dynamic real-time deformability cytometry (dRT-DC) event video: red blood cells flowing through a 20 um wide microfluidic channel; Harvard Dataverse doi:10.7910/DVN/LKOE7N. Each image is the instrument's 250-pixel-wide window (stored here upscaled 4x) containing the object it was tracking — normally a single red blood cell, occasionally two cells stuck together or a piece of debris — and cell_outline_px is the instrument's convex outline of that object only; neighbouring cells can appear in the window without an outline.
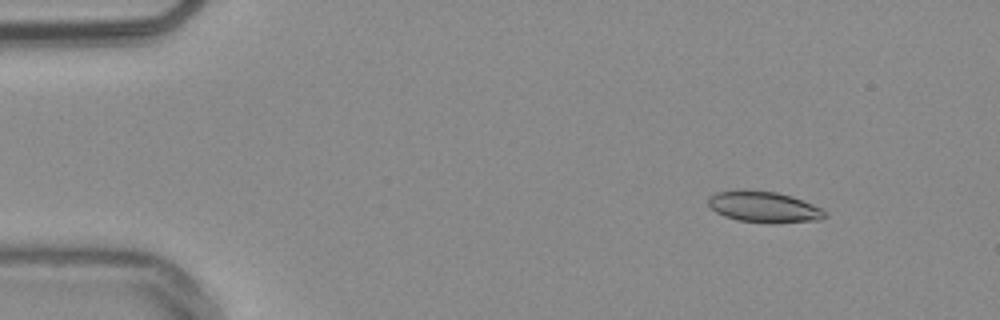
{"species": "common noctule bat (a hibernating species)", "species_latin": "Nyctalus noctula", "temperature_condition": "warm", "stored_images_in_passage": 50, "camera_frame_rate_fps": 3000, "um_per_image_px": 0.085, "animal": {"sex": "male", "body_mass_g": 20.4}, "frame": {"image": 1, "passage_image": 3, "time_ms": 0.667, "image_size_px": [1000, 320], "cell_outline_px": [[828, 216], [820, 220], [776, 224], [736, 220], [724, 216], [716, 212], [708, 204], [708, 200], [716, 192], [776, 192], [792, 196], [812, 204], [828, 212]], "centroid_in_image_um": [65.02, 17.65], "position_along_channel_um": 20.0, "area_um2": 20.69}}
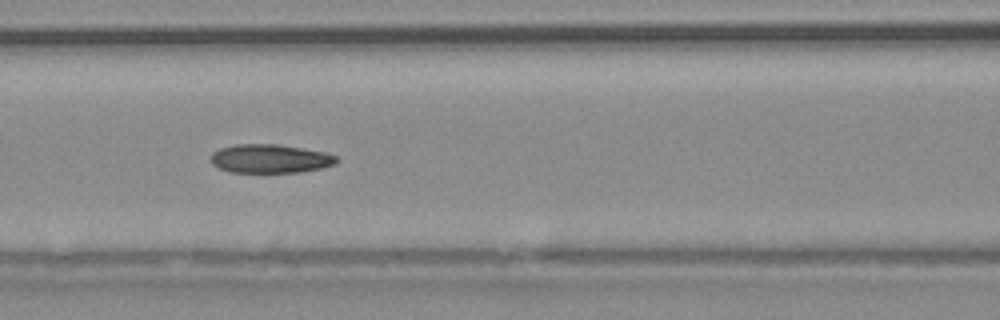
{"frame": {"image": 2, "passage_image": 20, "time_ms": 6.333, "image_size_px": [1000, 320], "cell_outline_px": [[340, 160], [336, 164], [320, 168], [300, 172], [232, 172], [220, 168], [212, 164], [208, 160], [212, 152], [220, 148], [236, 144], [276, 144], [324, 152], [336, 156]], "centroid_in_image_um": [22.93, 13.48], "position_along_channel_um": 143.7, "area_um2": 21.04}}
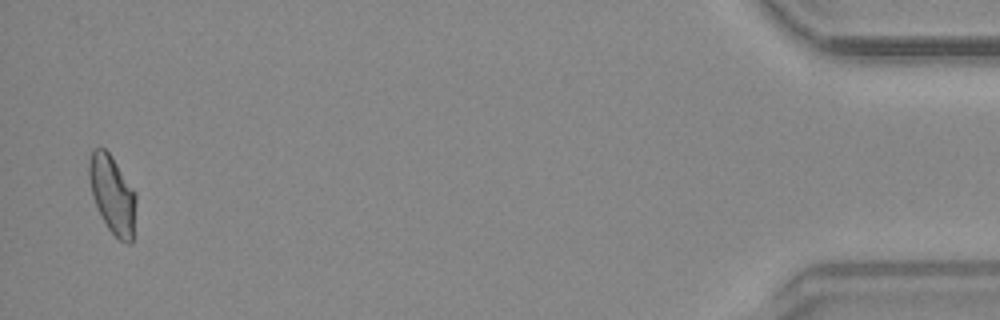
{"frame": {"image": 3, "passage_image": 49, "time_ms": 16.0, "image_size_px": [1000, 320], "cell_outline_px": [[136, 200], [132, 244], [128, 244], [120, 240], [108, 228], [92, 196], [88, 176], [88, 160], [92, 148], [104, 148], [112, 156], [136, 192]], "centroid_in_image_um": [9.55, 16.49], "position_along_channel_um": 425.6, "area_um2": 21.39}, "authors_computed_cell_mechanics": {"area_um2": 21.1259, "velocity_mm_per_s": 3.8127, "shape_relaxation_time_tau1_ms": 9.4622, "shape_relaxation_time_tau2_ms": 3.1262, "deformation_change_tau1": 0.1855, "deformation_change_tau2": 0.0711}}